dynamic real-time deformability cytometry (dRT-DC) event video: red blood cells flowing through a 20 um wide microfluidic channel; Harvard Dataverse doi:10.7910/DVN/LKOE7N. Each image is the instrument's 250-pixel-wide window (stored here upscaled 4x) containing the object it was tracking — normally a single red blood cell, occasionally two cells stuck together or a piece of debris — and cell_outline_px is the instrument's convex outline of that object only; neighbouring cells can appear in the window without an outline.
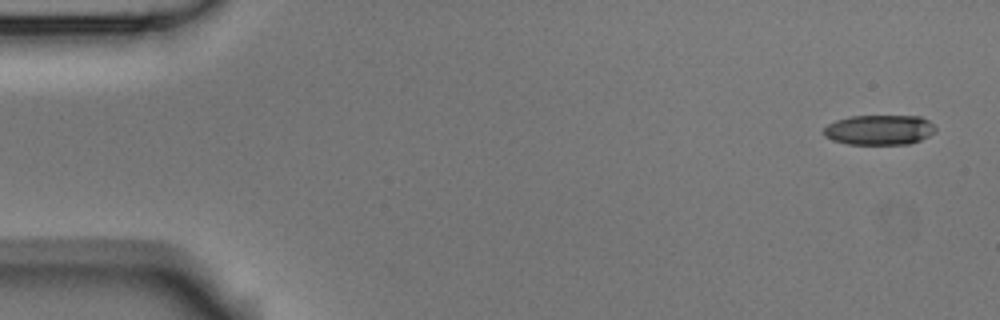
{"species": "Egyptian fruit bat (a non-hibernating species)", "species_latin": "Rousettus aegyptiacus", "temperature_condition": "room temperature", "stored_images_in_passage": 5, "camera_frame_rate_fps": 3000, "um_per_image_px": 0.085, "animal": {"sex": "male"}, "frame": {"image": 1, "passage_image": 1, "time_ms": 0.0, "image_size_px": [1000, 320], "cell_outline_px": [[936, 132], [920, 140], [908, 144], [848, 144], [832, 140], [824, 136], [824, 128], [828, 124], [836, 120], [852, 116], [920, 116], [928, 120], [936, 128]], "centroid_in_image_um": [74.75, 11.04], "position_along_channel_um": 10.3, "area_um2": 19.54}}
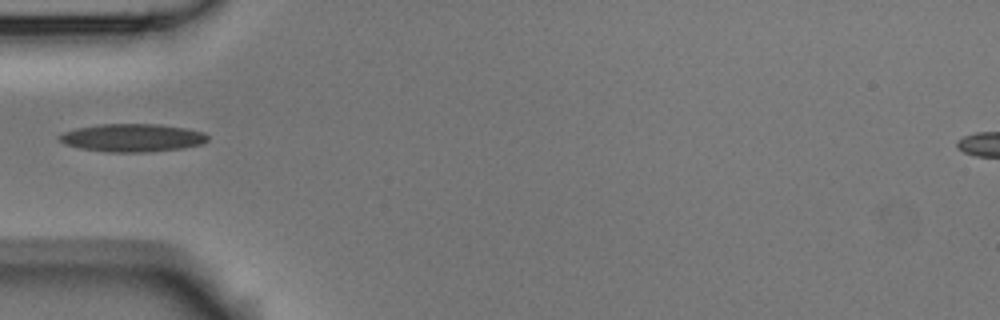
{"frame": {"image": 2, "passage_image": 4, "time_ms": 1.0, "image_size_px": [1000, 320], "cell_outline_px": [[208, 140], [204, 144], [184, 148], [148, 152], [108, 152], [80, 148], [64, 144], [60, 140], [60, 136], [64, 132], [76, 128], [100, 124], [160, 124], [184, 128], [204, 132], [208, 136]], "centroid_in_image_um": [11.29, 11.71], "position_along_channel_um": 73.7, "area_um2": 24.22}}
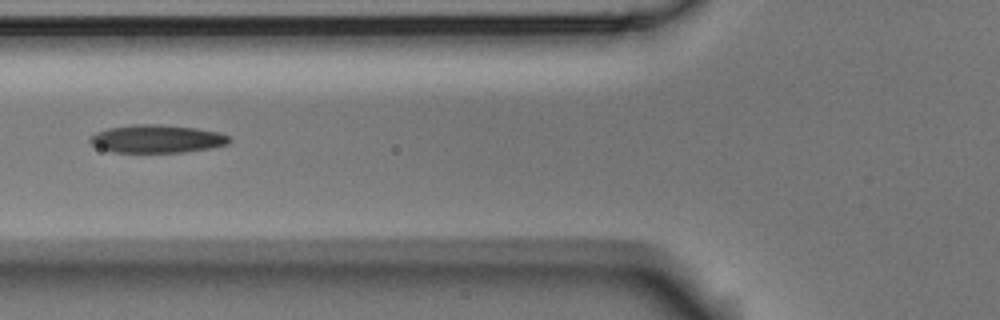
{"frame": {"image": 3, "passage_image": 5, "time_ms": 1.333, "image_size_px": [1000, 320], "cell_outline_px": [[232, 140], [228, 144], [208, 148], [184, 152], [112, 152], [100, 148], [92, 144], [88, 140], [88, 136], [96, 132], [108, 128], [132, 124], [160, 124], [196, 128], [216, 132], [228, 136]], "centroid_in_image_um": [13.29, 11.79], "position_along_channel_um": 112.5, "area_um2": 22.72}}